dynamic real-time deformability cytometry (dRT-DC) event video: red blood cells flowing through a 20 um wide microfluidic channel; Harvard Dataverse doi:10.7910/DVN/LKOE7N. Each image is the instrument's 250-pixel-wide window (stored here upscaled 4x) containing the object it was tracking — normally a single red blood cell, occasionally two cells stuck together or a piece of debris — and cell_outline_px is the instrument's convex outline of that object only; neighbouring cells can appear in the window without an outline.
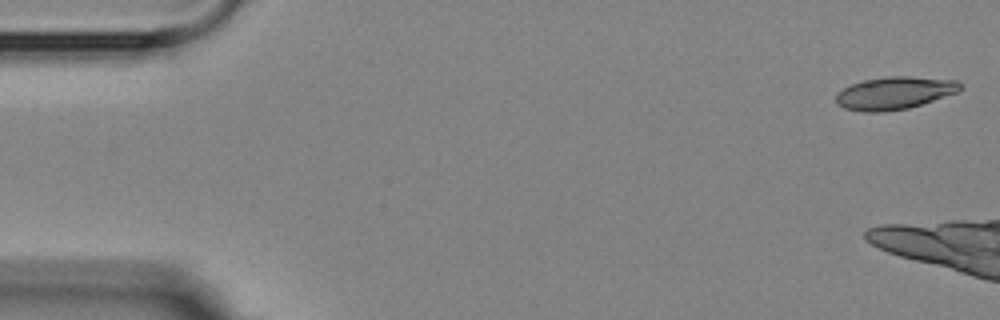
{"species": "Egyptian fruit bat (a non-hibernating species)", "species_latin": "Rousettus aegyptiacus", "temperature_condition": "room temperature", "stored_images_in_passage": 5, "camera_frame_rate_fps": 3000, "um_per_image_px": 0.085, "animal": {"sex": "female"}, "frame": {"image": 1, "passage_image": 1, "time_ms": 0.0, "image_size_px": [1000, 320], "cell_outline_px": [[964, 88], [956, 92], [908, 108], [884, 112], [864, 112], [844, 108], [836, 104], [836, 92], [852, 84], [864, 80], [888, 76], [908, 76], [956, 80], [964, 84]], "centroid_in_image_um": [76.02, 7.9], "position_along_channel_um": 9.0, "area_um2": 23.58}}